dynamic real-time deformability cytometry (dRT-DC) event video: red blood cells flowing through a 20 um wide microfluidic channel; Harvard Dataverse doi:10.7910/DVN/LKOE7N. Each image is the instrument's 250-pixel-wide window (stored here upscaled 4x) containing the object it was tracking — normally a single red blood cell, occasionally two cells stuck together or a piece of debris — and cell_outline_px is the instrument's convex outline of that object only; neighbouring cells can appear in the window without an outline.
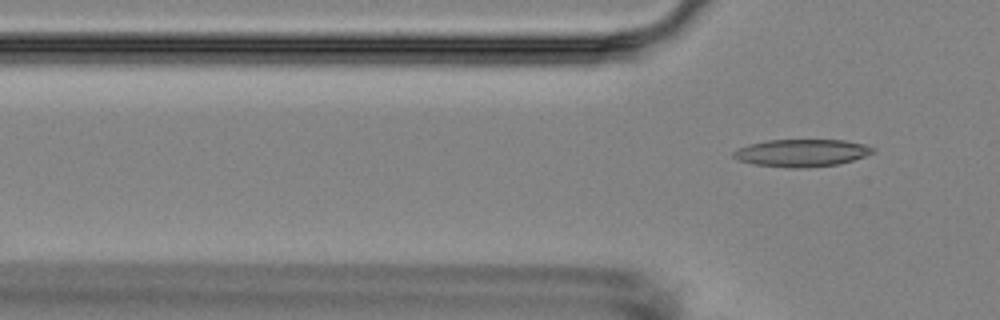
{"species": "Egyptian fruit bat (a non-hibernating species)", "species_latin": "Rousettus aegyptiacus", "temperature_condition": "room temperature", "stored_images_in_passage": 7, "camera_frame_rate_fps": 3000, "um_per_image_px": 0.085, "animal": {"sex": "female"}, "frame": {"image": 1, "passage_image": 7, "time_ms": 7.0, "image_size_px": [1000, 320], "cell_outline_px": [[876, 152], [840, 164], [808, 168], [788, 168], [752, 164], [740, 160], [732, 156], [732, 152], [748, 144], [768, 140], [844, 140], [864, 144], [876, 148]], "centroid_in_image_um": [68.17, 13.0], "position_along_channel_um": 57.6, "area_um2": 22.43}}